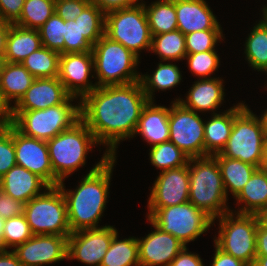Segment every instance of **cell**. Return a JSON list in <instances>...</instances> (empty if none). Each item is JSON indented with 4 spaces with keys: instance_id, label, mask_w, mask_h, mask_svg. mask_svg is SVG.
I'll return each instance as SVG.
<instances>
[{
    "instance_id": "cell-60",
    "label": "cell",
    "mask_w": 267,
    "mask_h": 266,
    "mask_svg": "<svg viewBox=\"0 0 267 266\" xmlns=\"http://www.w3.org/2000/svg\"><path fill=\"white\" fill-rule=\"evenodd\" d=\"M261 12H262V19L261 20H263L266 24H267V4H265L264 6H263V8H261Z\"/></svg>"
},
{
    "instance_id": "cell-36",
    "label": "cell",
    "mask_w": 267,
    "mask_h": 266,
    "mask_svg": "<svg viewBox=\"0 0 267 266\" xmlns=\"http://www.w3.org/2000/svg\"><path fill=\"white\" fill-rule=\"evenodd\" d=\"M55 13V0H25L18 26L38 30Z\"/></svg>"
},
{
    "instance_id": "cell-24",
    "label": "cell",
    "mask_w": 267,
    "mask_h": 266,
    "mask_svg": "<svg viewBox=\"0 0 267 266\" xmlns=\"http://www.w3.org/2000/svg\"><path fill=\"white\" fill-rule=\"evenodd\" d=\"M239 102L229 109L212 114L204 123L205 156L221 153L230 137L234 117L246 106Z\"/></svg>"
},
{
    "instance_id": "cell-34",
    "label": "cell",
    "mask_w": 267,
    "mask_h": 266,
    "mask_svg": "<svg viewBox=\"0 0 267 266\" xmlns=\"http://www.w3.org/2000/svg\"><path fill=\"white\" fill-rule=\"evenodd\" d=\"M60 55L42 46L26 57L21 64L35 78H56L59 74Z\"/></svg>"
},
{
    "instance_id": "cell-2",
    "label": "cell",
    "mask_w": 267,
    "mask_h": 266,
    "mask_svg": "<svg viewBox=\"0 0 267 266\" xmlns=\"http://www.w3.org/2000/svg\"><path fill=\"white\" fill-rule=\"evenodd\" d=\"M115 162L116 157L104 152L75 189H65L64 180L58 184L66 200L71 233L98 228L108 203Z\"/></svg>"
},
{
    "instance_id": "cell-12",
    "label": "cell",
    "mask_w": 267,
    "mask_h": 266,
    "mask_svg": "<svg viewBox=\"0 0 267 266\" xmlns=\"http://www.w3.org/2000/svg\"><path fill=\"white\" fill-rule=\"evenodd\" d=\"M170 104L169 141L189 158L205 157L204 119L178 101Z\"/></svg>"
},
{
    "instance_id": "cell-40",
    "label": "cell",
    "mask_w": 267,
    "mask_h": 266,
    "mask_svg": "<svg viewBox=\"0 0 267 266\" xmlns=\"http://www.w3.org/2000/svg\"><path fill=\"white\" fill-rule=\"evenodd\" d=\"M222 29L194 31L185 35L186 54L216 50L215 47L224 41Z\"/></svg>"
},
{
    "instance_id": "cell-18",
    "label": "cell",
    "mask_w": 267,
    "mask_h": 266,
    "mask_svg": "<svg viewBox=\"0 0 267 266\" xmlns=\"http://www.w3.org/2000/svg\"><path fill=\"white\" fill-rule=\"evenodd\" d=\"M147 221L154 231L151 230L145 237L137 238L140 266H170L185 245L173 235L163 232L148 218Z\"/></svg>"
},
{
    "instance_id": "cell-35",
    "label": "cell",
    "mask_w": 267,
    "mask_h": 266,
    "mask_svg": "<svg viewBox=\"0 0 267 266\" xmlns=\"http://www.w3.org/2000/svg\"><path fill=\"white\" fill-rule=\"evenodd\" d=\"M149 159L160 172L188 165L190 160L187 154L170 141L150 147Z\"/></svg>"
},
{
    "instance_id": "cell-42",
    "label": "cell",
    "mask_w": 267,
    "mask_h": 266,
    "mask_svg": "<svg viewBox=\"0 0 267 266\" xmlns=\"http://www.w3.org/2000/svg\"><path fill=\"white\" fill-rule=\"evenodd\" d=\"M64 54L92 52L93 45L82 35L78 22L65 21Z\"/></svg>"
},
{
    "instance_id": "cell-25",
    "label": "cell",
    "mask_w": 267,
    "mask_h": 266,
    "mask_svg": "<svg viewBox=\"0 0 267 266\" xmlns=\"http://www.w3.org/2000/svg\"><path fill=\"white\" fill-rule=\"evenodd\" d=\"M234 199L238 204L234 212L257 215L267 206V170L258 168Z\"/></svg>"
},
{
    "instance_id": "cell-30",
    "label": "cell",
    "mask_w": 267,
    "mask_h": 266,
    "mask_svg": "<svg viewBox=\"0 0 267 266\" xmlns=\"http://www.w3.org/2000/svg\"><path fill=\"white\" fill-rule=\"evenodd\" d=\"M244 55L253 70L267 75V24L259 20L246 37Z\"/></svg>"
},
{
    "instance_id": "cell-47",
    "label": "cell",
    "mask_w": 267,
    "mask_h": 266,
    "mask_svg": "<svg viewBox=\"0 0 267 266\" xmlns=\"http://www.w3.org/2000/svg\"><path fill=\"white\" fill-rule=\"evenodd\" d=\"M170 266H204V263L197 253L189 252V248L185 246L172 260Z\"/></svg>"
},
{
    "instance_id": "cell-14",
    "label": "cell",
    "mask_w": 267,
    "mask_h": 266,
    "mask_svg": "<svg viewBox=\"0 0 267 266\" xmlns=\"http://www.w3.org/2000/svg\"><path fill=\"white\" fill-rule=\"evenodd\" d=\"M92 73H94L92 52L60 55L58 79L67 93L79 101L97 88L96 83H92L89 79L94 78Z\"/></svg>"
},
{
    "instance_id": "cell-20",
    "label": "cell",
    "mask_w": 267,
    "mask_h": 266,
    "mask_svg": "<svg viewBox=\"0 0 267 266\" xmlns=\"http://www.w3.org/2000/svg\"><path fill=\"white\" fill-rule=\"evenodd\" d=\"M223 84V79L215 76L208 79H197L189 88L186 99L179 97L174 101L180 102L184 107L196 113L210 111L211 114H217L219 106L221 107L225 99Z\"/></svg>"
},
{
    "instance_id": "cell-10",
    "label": "cell",
    "mask_w": 267,
    "mask_h": 266,
    "mask_svg": "<svg viewBox=\"0 0 267 266\" xmlns=\"http://www.w3.org/2000/svg\"><path fill=\"white\" fill-rule=\"evenodd\" d=\"M264 136L261 116L258 117L246 105L234 117L230 137L220 154L261 168Z\"/></svg>"
},
{
    "instance_id": "cell-4",
    "label": "cell",
    "mask_w": 267,
    "mask_h": 266,
    "mask_svg": "<svg viewBox=\"0 0 267 266\" xmlns=\"http://www.w3.org/2000/svg\"><path fill=\"white\" fill-rule=\"evenodd\" d=\"M74 99L44 110H12V125L25 136L48 141L80 120V103Z\"/></svg>"
},
{
    "instance_id": "cell-53",
    "label": "cell",
    "mask_w": 267,
    "mask_h": 266,
    "mask_svg": "<svg viewBox=\"0 0 267 266\" xmlns=\"http://www.w3.org/2000/svg\"><path fill=\"white\" fill-rule=\"evenodd\" d=\"M11 23L0 20V54L6 52V39L10 30Z\"/></svg>"
},
{
    "instance_id": "cell-54",
    "label": "cell",
    "mask_w": 267,
    "mask_h": 266,
    "mask_svg": "<svg viewBox=\"0 0 267 266\" xmlns=\"http://www.w3.org/2000/svg\"><path fill=\"white\" fill-rule=\"evenodd\" d=\"M261 168L267 170V134L264 136Z\"/></svg>"
},
{
    "instance_id": "cell-56",
    "label": "cell",
    "mask_w": 267,
    "mask_h": 266,
    "mask_svg": "<svg viewBox=\"0 0 267 266\" xmlns=\"http://www.w3.org/2000/svg\"><path fill=\"white\" fill-rule=\"evenodd\" d=\"M253 266H267V256H256Z\"/></svg>"
},
{
    "instance_id": "cell-41",
    "label": "cell",
    "mask_w": 267,
    "mask_h": 266,
    "mask_svg": "<svg viewBox=\"0 0 267 266\" xmlns=\"http://www.w3.org/2000/svg\"><path fill=\"white\" fill-rule=\"evenodd\" d=\"M192 75L199 79H208L220 67V57L216 50L187 54L185 59Z\"/></svg>"
},
{
    "instance_id": "cell-26",
    "label": "cell",
    "mask_w": 267,
    "mask_h": 266,
    "mask_svg": "<svg viewBox=\"0 0 267 266\" xmlns=\"http://www.w3.org/2000/svg\"><path fill=\"white\" fill-rule=\"evenodd\" d=\"M34 80L35 77L21 63L7 62L0 74V93L12 108L24 96Z\"/></svg>"
},
{
    "instance_id": "cell-9",
    "label": "cell",
    "mask_w": 267,
    "mask_h": 266,
    "mask_svg": "<svg viewBox=\"0 0 267 266\" xmlns=\"http://www.w3.org/2000/svg\"><path fill=\"white\" fill-rule=\"evenodd\" d=\"M24 215L34 235L69 236L68 211L59 186H49L24 205Z\"/></svg>"
},
{
    "instance_id": "cell-6",
    "label": "cell",
    "mask_w": 267,
    "mask_h": 266,
    "mask_svg": "<svg viewBox=\"0 0 267 266\" xmlns=\"http://www.w3.org/2000/svg\"><path fill=\"white\" fill-rule=\"evenodd\" d=\"M92 55L97 87L140 81L139 57L105 34L93 45Z\"/></svg>"
},
{
    "instance_id": "cell-17",
    "label": "cell",
    "mask_w": 267,
    "mask_h": 266,
    "mask_svg": "<svg viewBox=\"0 0 267 266\" xmlns=\"http://www.w3.org/2000/svg\"><path fill=\"white\" fill-rule=\"evenodd\" d=\"M189 165L159 172L150 188L148 208H165L189 201Z\"/></svg>"
},
{
    "instance_id": "cell-45",
    "label": "cell",
    "mask_w": 267,
    "mask_h": 266,
    "mask_svg": "<svg viewBox=\"0 0 267 266\" xmlns=\"http://www.w3.org/2000/svg\"><path fill=\"white\" fill-rule=\"evenodd\" d=\"M24 205L25 203L22 201L14 199L0 190V218L7 220L24 214Z\"/></svg>"
},
{
    "instance_id": "cell-33",
    "label": "cell",
    "mask_w": 267,
    "mask_h": 266,
    "mask_svg": "<svg viewBox=\"0 0 267 266\" xmlns=\"http://www.w3.org/2000/svg\"><path fill=\"white\" fill-rule=\"evenodd\" d=\"M164 61H183L186 54L185 35L178 29L152 36L151 50Z\"/></svg>"
},
{
    "instance_id": "cell-11",
    "label": "cell",
    "mask_w": 267,
    "mask_h": 266,
    "mask_svg": "<svg viewBox=\"0 0 267 266\" xmlns=\"http://www.w3.org/2000/svg\"><path fill=\"white\" fill-rule=\"evenodd\" d=\"M105 35L121 43L140 58L141 50H151L152 34L144 4L115 10L105 14Z\"/></svg>"
},
{
    "instance_id": "cell-31",
    "label": "cell",
    "mask_w": 267,
    "mask_h": 266,
    "mask_svg": "<svg viewBox=\"0 0 267 266\" xmlns=\"http://www.w3.org/2000/svg\"><path fill=\"white\" fill-rule=\"evenodd\" d=\"M100 266H140L137 238L132 236L120 240L117 232Z\"/></svg>"
},
{
    "instance_id": "cell-27",
    "label": "cell",
    "mask_w": 267,
    "mask_h": 266,
    "mask_svg": "<svg viewBox=\"0 0 267 266\" xmlns=\"http://www.w3.org/2000/svg\"><path fill=\"white\" fill-rule=\"evenodd\" d=\"M41 47L42 42L38 30L11 24L6 39V62L21 63Z\"/></svg>"
},
{
    "instance_id": "cell-23",
    "label": "cell",
    "mask_w": 267,
    "mask_h": 266,
    "mask_svg": "<svg viewBox=\"0 0 267 266\" xmlns=\"http://www.w3.org/2000/svg\"><path fill=\"white\" fill-rule=\"evenodd\" d=\"M138 134L150 147L169 141V108L148 101L141 111L133 138Z\"/></svg>"
},
{
    "instance_id": "cell-32",
    "label": "cell",
    "mask_w": 267,
    "mask_h": 266,
    "mask_svg": "<svg viewBox=\"0 0 267 266\" xmlns=\"http://www.w3.org/2000/svg\"><path fill=\"white\" fill-rule=\"evenodd\" d=\"M144 4L148 25L152 36L171 32L177 29V15L175 4L172 1L156 0L149 6Z\"/></svg>"
},
{
    "instance_id": "cell-46",
    "label": "cell",
    "mask_w": 267,
    "mask_h": 266,
    "mask_svg": "<svg viewBox=\"0 0 267 266\" xmlns=\"http://www.w3.org/2000/svg\"><path fill=\"white\" fill-rule=\"evenodd\" d=\"M25 0H0V20L14 24L21 16Z\"/></svg>"
},
{
    "instance_id": "cell-19",
    "label": "cell",
    "mask_w": 267,
    "mask_h": 266,
    "mask_svg": "<svg viewBox=\"0 0 267 266\" xmlns=\"http://www.w3.org/2000/svg\"><path fill=\"white\" fill-rule=\"evenodd\" d=\"M69 96L58 77L35 78L12 110H44L62 104Z\"/></svg>"
},
{
    "instance_id": "cell-43",
    "label": "cell",
    "mask_w": 267,
    "mask_h": 266,
    "mask_svg": "<svg viewBox=\"0 0 267 266\" xmlns=\"http://www.w3.org/2000/svg\"><path fill=\"white\" fill-rule=\"evenodd\" d=\"M16 164L14 126L0 129V178Z\"/></svg>"
},
{
    "instance_id": "cell-58",
    "label": "cell",
    "mask_w": 267,
    "mask_h": 266,
    "mask_svg": "<svg viewBox=\"0 0 267 266\" xmlns=\"http://www.w3.org/2000/svg\"><path fill=\"white\" fill-rule=\"evenodd\" d=\"M261 118H262L263 123H264L265 134H267V108H266V110L264 111V113L262 112V114H261Z\"/></svg>"
},
{
    "instance_id": "cell-3",
    "label": "cell",
    "mask_w": 267,
    "mask_h": 266,
    "mask_svg": "<svg viewBox=\"0 0 267 266\" xmlns=\"http://www.w3.org/2000/svg\"><path fill=\"white\" fill-rule=\"evenodd\" d=\"M189 202L215 219L231 211L217 160L213 156L190 158Z\"/></svg>"
},
{
    "instance_id": "cell-13",
    "label": "cell",
    "mask_w": 267,
    "mask_h": 266,
    "mask_svg": "<svg viewBox=\"0 0 267 266\" xmlns=\"http://www.w3.org/2000/svg\"><path fill=\"white\" fill-rule=\"evenodd\" d=\"M117 232L114 226L105 225L71 233L68 236L67 260L76 259L89 266H100Z\"/></svg>"
},
{
    "instance_id": "cell-22",
    "label": "cell",
    "mask_w": 267,
    "mask_h": 266,
    "mask_svg": "<svg viewBox=\"0 0 267 266\" xmlns=\"http://www.w3.org/2000/svg\"><path fill=\"white\" fill-rule=\"evenodd\" d=\"M48 187L49 185L37 174L18 165L9 169L0 178V190L23 203L40 195Z\"/></svg>"
},
{
    "instance_id": "cell-5",
    "label": "cell",
    "mask_w": 267,
    "mask_h": 266,
    "mask_svg": "<svg viewBox=\"0 0 267 266\" xmlns=\"http://www.w3.org/2000/svg\"><path fill=\"white\" fill-rule=\"evenodd\" d=\"M46 143L53 173L60 182L85 166L87 154L100 145L81 119Z\"/></svg>"
},
{
    "instance_id": "cell-16",
    "label": "cell",
    "mask_w": 267,
    "mask_h": 266,
    "mask_svg": "<svg viewBox=\"0 0 267 266\" xmlns=\"http://www.w3.org/2000/svg\"><path fill=\"white\" fill-rule=\"evenodd\" d=\"M14 148L18 166L37 174L49 186L60 183L53 173L46 141L25 136L14 127Z\"/></svg>"
},
{
    "instance_id": "cell-52",
    "label": "cell",
    "mask_w": 267,
    "mask_h": 266,
    "mask_svg": "<svg viewBox=\"0 0 267 266\" xmlns=\"http://www.w3.org/2000/svg\"><path fill=\"white\" fill-rule=\"evenodd\" d=\"M0 266H22L12 250L0 251Z\"/></svg>"
},
{
    "instance_id": "cell-50",
    "label": "cell",
    "mask_w": 267,
    "mask_h": 266,
    "mask_svg": "<svg viewBox=\"0 0 267 266\" xmlns=\"http://www.w3.org/2000/svg\"><path fill=\"white\" fill-rule=\"evenodd\" d=\"M256 255L267 256V227L260 222L256 231Z\"/></svg>"
},
{
    "instance_id": "cell-8",
    "label": "cell",
    "mask_w": 267,
    "mask_h": 266,
    "mask_svg": "<svg viewBox=\"0 0 267 266\" xmlns=\"http://www.w3.org/2000/svg\"><path fill=\"white\" fill-rule=\"evenodd\" d=\"M146 217L185 246L213 226V219L189 201L165 208H148Z\"/></svg>"
},
{
    "instance_id": "cell-49",
    "label": "cell",
    "mask_w": 267,
    "mask_h": 266,
    "mask_svg": "<svg viewBox=\"0 0 267 266\" xmlns=\"http://www.w3.org/2000/svg\"><path fill=\"white\" fill-rule=\"evenodd\" d=\"M215 253L213 254V262L211 266H249L245 262L233 257L232 255L225 253L219 249L215 244Z\"/></svg>"
},
{
    "instance_id": "cell-28",
    "label": "cell",
    "mask_w": 267,
    "mask_h": 266,
    "mask_svg": "<svg viewBox=\"0 0 267 266\" xmlns=\"http://www.w3.org/2000/svg\"><path fill=\"white\" fill-rule=\"evenodd\" d=\"M213 157L218 162L227 197L230 191L233 198H235L253 173L258 169L257 166H253L238 159L224 157L220 153Z\"/></svg>"
},
{
    "instance_id": "cell-21",
    "label": "cell",
    "mask_w": 267,
    "mask_h": 266,
    "mask_svg": "<svg viewBox=\"0 0 267 266\" xmlns=\"http://www.w3.org/2000/svg\"><path fill=\"white\" fill-rule=\"evenodd\" d=\"M177 29L184 35L207 29H222L206 0L174 1Z\"/></svg>"
},
{
    "instance_id": "cell-39",
    "label": "cell",
    "mask_w": 267,
    "mask_h": 266,
    "mask_svg": "<svg viewBox=\"0 0 267 266\" xmlns=\"http://www.w3.org/2000/svg\"><path fill=\"white\" fill-rule=\"evenodd\" d=\"M42 46L64 54L65 21L54 13L39 29Z\"/></svg>"
},
{
    "instance_id": "cell-59",
    "label": "cell",
    "mask_w": 267,
    "mask_h": 266,
    "mask_svg": "<svg viewBox=\"0 0 267 266\" xmlns=\"http://www.w3.org/2000/svg\"><path fill=\"white\" fill-rule=\"evenodd\" d=\"M6 63L7 62H6L5 54H0V74L2 70L4 69Z\"/></svg>"
},
{
    "instance_id": "cell-55",
    "label": "cell",
    "mask_w": 267,
    "mask_h": 266,
    "mask_svg": "<svg viewBox=\"0 0 267 266\" xmlns=\"http://www.w3.org/2000/svg\"><path fill=\"white\" fill-rule=\"evenodd\" d=\"M258 219L259 222L263 225L267 227V206L264 207L258 214Z\"/></svg>"
},
{
    "instance_id": "cell-48",
    "label": "cell",
    "mask_w": 267,
    "mask_h": 266,
    "mask_svg": "<svg viewBox=\"0 0 267 266\" xmlns=\"http://www.w3.org/2000/svg\"><path fill=\"white\" fill-rule=\"evenodd\" d=\"M96 4L105 14L120 10L123 8H129L135 6L141 0H90Z\"/></svg>"
},
{
    "instance_id": "cell-29",
    "label": "cell",
    "mask_w": 267,
    "mask_h": 266,
    "mask_svg": "<svg viewBox=\"0 0 267 266\" xmlns=\"http://www.w3.org/2000/svg\"><path fill=\"white\" fill-rule=\"evenodd\" d=\"M180 68L172 62L160 61L152 75L140 74V83L149 101H155L156 91L170 90L181 83L182 75ZM156 90V91H155Z\"/></svg>"
},
{
    "instance_id": "cell-1",
    "label": "cell",
    "mask_w": 267,
    "mask_h": 266,
    "mask_svg": "<svg viewBox=\"0 0 267 266\" xmlns=\"http://www.w3.org/2000/svg\"><path fill=\"white\" fill-rule=\"evenodd\" d=\"M148 101L140 81L97 87L78 101L80 119L96 141L106 147L105 152L117 157L120 142L133 138Z\"/></svg>"
},
{
    "instance_id": "cell-51",
    "label": "cell",
    "mask_w": 267,
    "mask_h": 266,
    "mask_svg": "<svg viewBox=\"0 0 267 266\" xmlns=\"http://www.w3.org/2000/svg\"><path fill=\"white\" fill-rule=\"evenodd\" d=\"M12 124V108L3 99L0 93V129Z\"/></svg>"
},
{
    "instance_id": "cell-44",
    "label": "cell",
    "mask_w": 267,
    "mask_h": 266,
    "mask_svg": "<svg viewBox=\"0 0 267 266\" xmlns=\"http://www.w3.org/2000/svg\"><path fill=\"white\" fill-rule=\"evenodd\" d=\"M90 3V0H55V13L64 21L75 20Z\"/></svg>"
},
{
    "instance_id": "cell-37",
    "label": "cell",
    "mask_w": 267,
    "mask_h": 266,
    "mask_svg": "<svg viewBox=\"0 0 267 266\" xmlns=\"http://www.w3.org/2000/svg\"><path fill=\"white\" fill-rule=\"evenodd\" d=\"M82 35L94 45L105 34V13L94 3H90L76 17Z\"/></svg>"
},
{
    "instance_id": "cell-7",
    "label": "cell",
    "mask_w": 267,
    "mask_h": 266,
    "mask_svg": "<svg viewBox=\"0 0 267 266\" xmlns=\"http://www.w3.org/2000/svg\"><path fill=\"white\" fill-rule=\"evenodd\" d=\"M233 210L223 214L219 219L218 237H214V244L233 257L253 266L256 259V231L259 219L254 214H241Z\"/></svg>"
},
{
    "instance_id": "cell-57",
    "label": "cell",
    "mask_w": 267,
    "mask_h": 266,
    "mask_svg": "<svg viewBox=\"0 0 267 266\" xmlns=\"http://www.w3.org/2000/svg\"><path fill=\"white\" fill-rule=\"evenodd\" d=\"M5 220L0 218V251L4 250L3 244V228H4Z\"/></svg>"
},
{
    "instance_id": "cell-38",
    "label": "cell",
    "mask_w": 267,
    "mask_h": 266,
    "mask_svg": "<svg viewBox=\"0 0 267 266\" xmlns=\"http://www.w3.org/2000/svg\"><path fill=\"white\" fill-rule=\"evenodd\" d=\"M34 234L24 214L5 220L3 228L4 250L14 249L29 240Z\"/></svg>"
},
{
    "instance_id": "cell-15",
    "label": "cell",
    "mask_w": 267,
    "mask_h": 266,
    "mask_svg": "<svg viewBox=\"0 0 267 266\" xmlns=\"http://www.w3.org/2000/svg\"><path fill=\"white\" fill-rule=\"evenodd\" d=\"M12 251L22 266H45L67 260L68 236L33 235Z\"/></svg>"
}]
</instances>
